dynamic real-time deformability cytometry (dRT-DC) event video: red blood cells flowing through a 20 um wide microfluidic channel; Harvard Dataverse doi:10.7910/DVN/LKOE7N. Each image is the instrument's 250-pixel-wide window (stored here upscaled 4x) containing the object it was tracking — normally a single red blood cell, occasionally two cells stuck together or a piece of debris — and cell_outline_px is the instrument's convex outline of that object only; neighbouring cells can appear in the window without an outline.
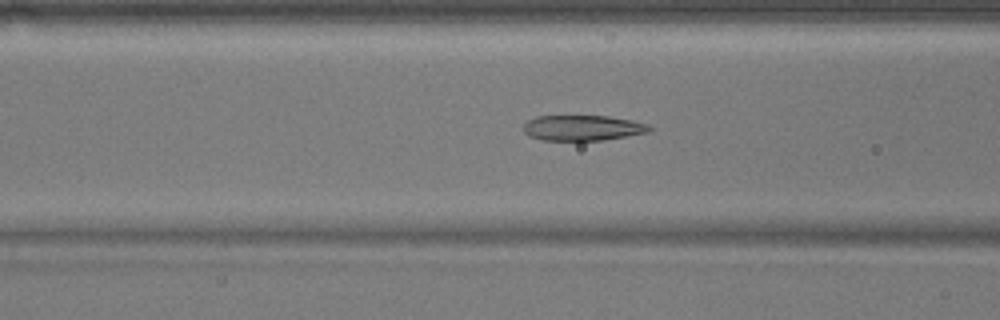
{"species": "common noctule bat (a hibernating species)", "species_latin": "Nyctalus noctula", "temperature_condition": "warm", "stored_images_in_passage": 51, "camera_frame_rate_fps": 3000, "um_per_image_px": 0.085, "animal": {"sex": "male", "body_mass_g": 17.9}, "frame": {"image": 1, "passage_image": 19, "time_ms": 6.0, "image_size_px": [1000, 320], "cell_outline_px": [[652, 132], [604, 140], [540, 140], [528, 136], [524, 132], [524, 124], [528, 120], [536, 116], [608, 116], [632, 120], [648, 124], [652, 128]], "centroid_in_image_um": [49.55, 10.87], "position_along_channel_um": 117.1, "area_um2": 18.84}}
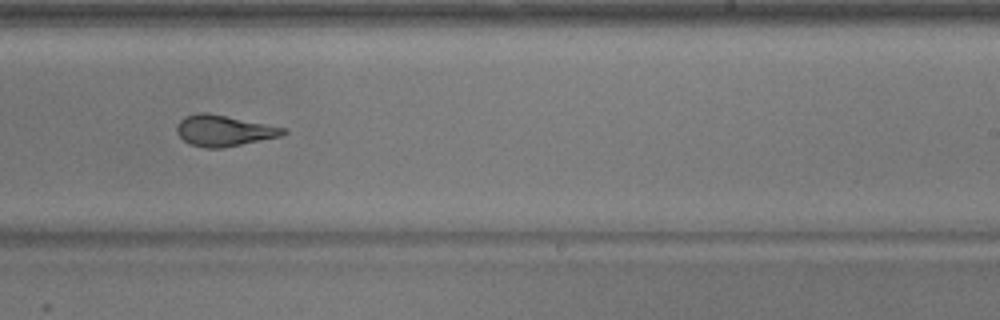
{"frame": {"image": 2, "passage_image": 31, "time_ms": 10.0, "image_size_px": [1000, 320], "cell_outline_px": [[288, 132], [280, 136], [220, 148], [208, 148], [188, 144], [176, 132], [176, 128], [180, 120], [184, 116], [200, 112], [208, 112], [288, 128]], "centroid_in_image_um": [19.02, 11.09], "position_along_channel_um": 270.0, "area_um2": 19.19}}
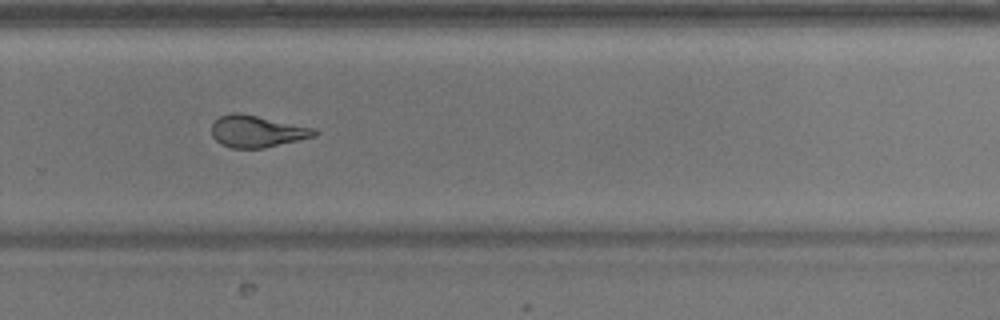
{"frame": {"image": 3, "passage_image": 34, "time_ms": 11.0, "image_size_px": [1000, 320], "cell_outline_px": [[320, 132], [316, 136], [264, 148], [232, 148], [220, 144], [212, 136], [212, 124], [220, 116], [232, 112], [240, 112], [316, 128]], "centroid_in_image_um": [21.86, 11.16], "position_along_channel_um": 307.9, "area_um2": 19.25}, "authors_computed_cell_mechanics": {"area_um2": 20.8658, "velocity_mm_per_s": 3.8373, "shape_relaxation_time_tau1_ms": null, "shape_relaxation_time_tau2_ms": 1.8026, "deformation_change_tau1": null, "deformation_change_tau2": 0.0936}}